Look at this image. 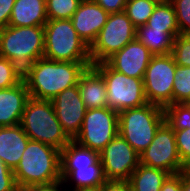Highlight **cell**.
Listing matches in <instances>:
<instances>
[{"instance_id":"cell-24","label":"cell","mask_w":190,"mask_h":191,"mask_svg":"<svg viewBox=\"0 0 190 191\" xmlns=\"http://www.w3.org/2000/svg\"><path fill=\"white\" fill-rule=\"evenodd\" d=\"M147 25L151 29L162 30L166 33H180L176 20V12L169 0H161L156 4Z\"/></svg>"},{"instance_id":"cell-38","label":"cell","mask_w":190,"mask_h":191,"mask_svg":"<svg viewBox=\"0 0 190 191\" xmlns=\"http://www.w3.org/2000/svg\"><path fill=\"white\" fill-rule=\"evenodd\" d=\"M62 187H64L63 182L57 181L51 184L29 186L20 191H63Z\"/></svg>"},{"instance_id":"cell-20","label":"cell","mask_w":190,"mask_h":191,"mask_svg":"<svg viewBox=\"0 0 190 191\" xmlns=\"http://www.w3.org/2000/svg\"><path fill=\"white\" fill-rule=\"evenodd\" d=\"M46 22V0H16L8 26H44Z\"/></svg>"},{"instance_id":"cell-17","label":"cell","mask_w":190,"mask_h":191,"mask_svg":"<svg viewBox=\"0 0 190 191\" xmlns=\"http://www.w3.org/2000/svg\"><path fill=\"white\" fill-rule=\"evenodd\" d=\"M29 140L20 124L0 127V161L14 170Z\"/></svg>"},{"instance_id":"cell-9","label":"cell","mask_w":190,"mask_h":191,"mask_svg":"<svg viewBox=\"0 0 190 191\" xmlns=\"http://www.w3.org/2000/svg\"><path fill=\"white\" fill-rule=\"evenodd\" d=\"M118 135V112L108 107L87 109L80 132L73 139L79 145L101 152Z\"/></svg>"},{"instance_id":"cell-2","label":"cell","mask_w":190,"mask_h":191,"mask_svg":"<svg viewBox=\"0 0 190 191\" xmlns=\"http://www.w3.org/2000/svg\"><path fill=\"white\" fill-rule=\"evenodd\" d=\"M60 160L59 149L29 140L19 164L13 170L18 189L62 181Z\"/></svg>"},{"instance_id":"cell-11","label":"cell","mask_w":190,"mask_h":191,"mask_svg":"<svg viewBox=\"0 0 190 191\" xmlns=\"http://www.w3.org/2000/svg\"><path fill=\"white\" fill-rule=\"evenodd\" d=\"M139 156L140 164L165 170L171 175L185 170L178 154L174 130L166 121L160 125L150 145Z\"/></svg>"},{"instance_id":"cell-5","label":"cell","mask_w":190,"mask_h":191,"mask_svg":"<svg viewBox=\"0 0 190 191\" xmlns=\"http://www.w3.org/2000/svg\"><path fill=\"white\" fill-rule=\"evenodd\" d=\"M44 58L64 62H91L90 47L70 19L47 20L44 25Z\"/></svg>"},{"instance_id":"cell-13","label":"cell","mask_w":190,"mask_h":191,"mask_svg":"<svg viewBox=\"0 0 190 191\" xmlns=\"http://www.w3.org/2000/svg\"><path fill=\"white\" fill-rule=\"evenodd\" d=\"M51 101L59 123L66 134L73 140L80 132L87 111L78 86L63 90Z\"/></svg>"},{"instance_id":"cell-36","label":"cell","mask_w":190,"mask_h":191,"mask_svg":"<svg viewBox=\"0 0 190 191\" xmlns=\"http://www.w3.org/2000/svg\"><path fill=\"white\" fill-rule=\"evenodd\" d=\"M101 191H131V187L128 180H106Z\"/></svg>"},{"instance_id":"cell-4","label":"cell","mask_w":190,"mask_h":191,"mask_svg":"<svg viewBox=\"0 0 190 191\" xmlns=\"http://www.w3.org/2000/svg\"><path fill=\"white\" fill-rule=\"evenodd\" d=\"M32 141H39L60 151L72 140L59 123L51 100L29 98L21 123Z\"/></svg>"},{"instance_id":"cell-7","label":"cell","mask_w":190,"mask_h":191,"mask_svg":"<svg viewBox=\"0 0 190 191\" xmlns=\"http://www.w3.org/2000/svg\"><path fill=\"white\" fill-rule=\"evenodd\" d=\"M102 76L107 87V107L121 112L147 104L143 78H133L112 69L106 62L92 65Z\"/></svg>"},{"instance_id":"cell-39","label":"cell","mask_w":190,"mask_h":191,"mask_svg":"<svg viewBox=\"0 0 190 191\" xmlns=\"http://www.w3.org/2000/svg\"><path fill=\"white\" fill-rule=\"evenodd\" d=\"M181 191H190V169L181 171Z\"/></svg>"},{"instance_id":"cell-15","label":"cell","mask_w":190,"mask_h":191,"mask_svg":"<svg viewBox=\"0 0 190 191\" xmlns=\"http://www.w3.org/2000/svg\"><path fill=\"white\" fill-rule=\"evenodd\" d=\"M109 13L93 0H82L73 14V27L78 36L90 47L105 25Z\"/></svg>"},{"instance_id":"cell-22","label":"cell","mask_w":190,"mask_h":191,"mask_svg":"<svg viewBox=\"0 0 190 191\" xmlns=\"http://www.w3.org/2000/svg\"><path fill=\"white\" fill-rule=\"evenodd\" d=\"M170 175L165 170L139 164L128 181L131 191H160L161 186Z\"/></svg>"},{"instance_id":"cell-1","label":"cell","mask_w":190,"mask_h":191,"mask_svg":"<svg viewBox=\"0 0 190 191\" xmlns=\"http://www.w3.org/2000/svg\"><path fill=\"white\" fill-rule=\"evenodd\" d=\"M92 62H64L39 58L23 73L29 96L52 100L63 90L76 86L80 75Z\"/></svg>"},{"instance_id":"cell-28","label":"cell","mask_w":190,"mask_h":191,"mask_svg":"<svg viewBox=\"0 0 190 191\" xmlns=\"http://www.w3.org/2000/svg\"><path fill=\"white\" fill-rule=\"evenodd\" d=\"M82 0H46L47 20L71 19Z\"/></svg>"},{"instance_id":"cell-16","label":"cell","mask_w":190,"mask_h":191,"mask_svg":"<svg viewBox=\"0 0 190 191\" xmlns=\"http://www.w3.org/2000/svg\"><path fill=\"white\" fill-rule=\"evenodd\" d=\"M29 98L24 80L13 87L0 89V127L19 125Z\"/></svg>"},{"instance_id":"cell-29","label":"cell","mask_w":190,"mask_h":191,"mask_svg":"<svg viewBox=\"0 0 190 191\" xmlns=\"http://www.w3.org/2000/svg\"><path fill=\"white\" fill-rule=\"evenodd\" d=\"M22 80L23 72L10 60L0 56V89L13 87Z\"/></svg>"},{"instance_id":"cell-34","label":"cell","mask_w":190,"mask_h":191,"mask_svg":"<svg viewBox=\"0 0 190 191\" xmlns=\"http://www.w3.org/2000/svg\"><path fill=\"white\" fill-rule=\"evenodd\" d=\"M16 0H0V30L8 26Z\"/></svg>"},{"instance_id":"cell-14","label":"cell","mask_w":190,"mask_h":191,"mask_svg":"<svg viewBox=\"0 0 190 191\" xmlns=\"http://www.w3.org/2000/svg\"><path fill=\"white\" fill-rule=\"evenodd\" d=\"M153 54L137 38L114 53L105 62L128 77L144 78Z\"/></svg>"},{"instance_id":"cell-25","label":"cell","mask_w":190,"mask_h":191,"mask_svg":"<svg viewBox=\"0 0 190 191\" xmlns=\"http://www.w3.org/2000/svg\"><path fill=\"white\" fill-rule=\"evenodd\" d=\"M159 1L160 0H127L124 12L133 25L138 28L139 26L147 24L149 17L152 15Z\"/></svg>"},{"instance_id":"cell-26","label":"cell","mask_w":190,"mask_h":191,"mask_svg":"<svg viewBox=\"0 0 190 191\" xmlns=\"http://www.w3.org/2000/svg\"><path fill=\"white\" fill-rule=\"evenodd\" d=\"M172 104L190 103V67L176 64Z\"/></svg>"},{"instance_id":"cell-30","label":"cell","mask_w":190,"mask_h":191,"mask_svg":"<svg viewBox=\"0 0 190 191\" xmlns=\"http://www.w3.org/2000/svg\"><path fill=\"white\" fill-rule=\"evenodd\" d=\"M175 64L190 67V34H179L171 52Z\"/></svg>"},{"instance_id":"cell-18","label":"cell","mask_w":190,"mask_h":191,"mask_svg":"<svg viewBox=\"0 0 190 191\" xmlns=\"http://www.w3.org/2000/svg\"><path fill=\"white\" fill-rule=\"evenodd\" d=\"M77 86L87 109L107 107L106 83L93 66L80 75Z\"/></svg>"},{"instance_id":"cell-19","label":"cell","mask_w":190,"mask_h":191,"mask_svg":"<svg viewBox=\"0 0 190 191\" xmlns=\"http://www.w3.org/2000/svg\"><path fill=\"white\" fill-rule=\"evenodd\" d=\"M63 185L74 184L72 191L98 188L106 181L100 159L93 165L83 167H61Z\"/></svg>"},{"instance_id":"cell-32","label":"cell","mask_w":190,"mask_h":191,"mask_svg":"<svg viewBox=\"0 0 190 191\" xmlns=\"http://www.w3.org/2000/svg\"><path fill=\"white\" fill-rule=\"evenodd\" d=\"M179 157L185 169H190V128L174 130Z\"/></svg>"},{"instance_id":"cell-31","label":"cell","mask_w":190,"mask_h":191,"mask_svg":"<svg viewBox=\"0 0 190 191\" xmlns=\"http://www.w3.org/2000/svg\"><path fill=\"white\" fill-rule=\"evenodd\" d=\"M176 12L180 34H190V0H169Z\"/></svg>"},{"instance_id":"cell-35","label":"cell","mask_w":190,"mask_h":191,"mask_svg":"<svg viewBox=\"0 0 190 191\" xmlns=\"http://www.w3.org/2000/svg\"><path fill=\"white\" fill-rule=\"evenodd\" d=\"M109 14L124 11L127 0H93Z\"/></svg>"},{"instance_id":"cell-3","label":"cell","mask_w":190,"mask_h":191,"mask_svg":"<svg viewBox=\"0 0 190 191\" xmlns=\"http://www.w3.org/2000/svg\"><path fill=\"white\" fill-rule=\"evenodd\" d=\"M0 56L24 73L44 56V26H6L1 29Z\"/></svg>"},{"instance_id":"cell-27","label":"cell","mask_w":190,"mask_h":191,"mask_svg":"<svg viewBox=\"0 0 190 191\" xmlns=\"http://www.w3.org/2000/svg\"><path fill=\"white\" fill-rule=\"evenodd\" d=\"M164 115L173 130L190 128V103L170 104L164 108Z\"/></svg>"},{"instance_id":"cell-40","label":"cell","mask_w":190,"mask_h":191,"mask_svg":"<svg viewBox=\"0 0 190 191\" xmlns=\"http://www.w3.org/2000/svg\"><path fill=\"white\" fill-rule=\"evenodd\" d=\"M75 191H101V187L98 188H88V189H79Z\"/></svg>"},{"instance_id":"cell-23","label":"cell","mask_w":190,"mask_h":191,"mask_svg":"<svg viewBox=\"0 0 190 191\" xmlns=\"http://www.w3.org/2000/svg\"><path fill=\"white\" fill-rule=\"evenodd\" d=\"M99 160V152L83 147L71 140L61 150V167H83L95 164Z\"/></svg>"},{"instance_id":"cell-10","label":"cell","mask_w":190,"mask_h":191,"mask_svg":"<svg viewBox=\"0 0 190 191\" xmlns=\"http://www.w3.org/2000/svg\"><path fill=\"white\" fill-rule=\"evenodd\" d=\"M176 64L172 54L153 55L143 78L148 103L162 108L172 104Z\"/></svg>"},{"instance_id":"cell-12","label":"cell","mask_w":190,"mask_h":191,"mask_svg":"<svg viewBox=\"0 0 190 191\" xmlns=\"http://www.w3.org/2000/svg\"><path fill=\"white\" fill-rule=\"evenodd\" d=\"M106 180H129L132 172L140 164V156L118 133L99 152Z\"/></svg>"},{"instance_id":"cell-37","label":"cell","mask_w":190,"mask_h":191,"mask_svg":"<svg viewBox=\"0 0 190 191\" xmlns=\"http://www.w3.org/2000/svg\"><path fill=\"white\" fill-rule=\"evenodd\" d=\"M160 191H181V172L170 175L161 186Z\"/></svg>"},{"instance_id":"cell-8","label":"cell","mask_w":190,"mask_h":191,"mask_svg":"<svg viewBox=\"0 0 190 191\" xmlns=\"http://www.w3.org/2000/svg\"><path fill=\"white\" fill-rule=\"evenodd\" d=\"M137 28L124 11L109 14L96 40L90 46L92 65L105 62L136 39Z\"/></svg>"},{"instance_id":"cell-6","label":"cell","mask_w":190,"mask_h":191,"mask_svg":"<svg viewBox=\"0 0 190 191\" xmlns=\"http://www.w3.org/2000/svg\"><path fill=\"white\" fill-rule=\"evenodd\" d=\"M164 121V108L147 103L118 113V133L140 155Z\"/></svg>"},{"instance_id":"cell-33","label":"cell","mask_w":190,"mask_h":191,"mask_svg":"<svg viewBox=\"0 0 190 191\" xmlns=\"http://www.w3.org/2000/svg\"><path fill=\"white\" fill-rule=\"evenodd\" d=\"M0 191H20L16 185L13 170L0 161Z\"/></svg>"},{"instance_id":"cell-21","label":"cell","mask_w":190,"mask_h":191,"mask_svg":"<svg viewBox=\"0 0 190 191\" xmlns=\"http://www.w3.org/2000/svg\"><path fill=\"white\" fill-rule=\"evenodd\" d=\"M180 33H166L162 30L151 29L147 24L139 26L136 32V38L153 55H165L172 52L174 39Z\"/></svg>"}]
</instances>
